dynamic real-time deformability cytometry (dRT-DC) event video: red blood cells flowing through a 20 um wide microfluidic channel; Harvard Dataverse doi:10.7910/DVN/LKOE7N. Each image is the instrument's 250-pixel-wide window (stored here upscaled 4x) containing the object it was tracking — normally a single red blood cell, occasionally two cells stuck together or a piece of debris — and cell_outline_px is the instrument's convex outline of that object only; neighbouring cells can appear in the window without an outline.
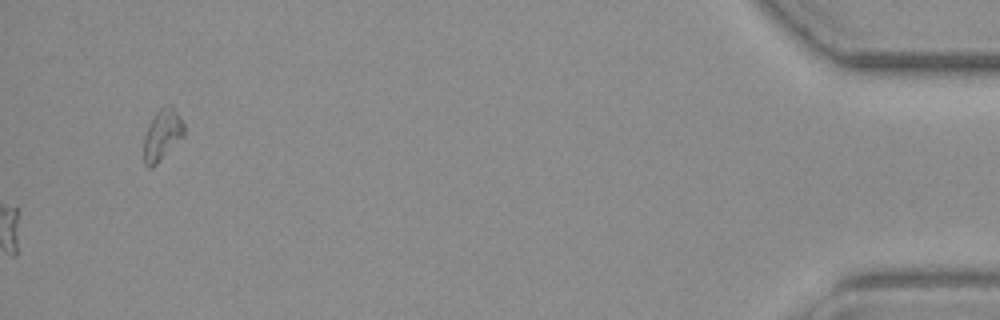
{"species": "common noctule bat (a hibernating species)", "species_latin": "Nyctalus noctula", "temperature_condition": "warm", "stored_images_in_passage": 54, "segment_of_instrument_passage": [2, 2], "camera_frame_rate_fps": 3000, "um_per_image_px": 0.085, "animal": {"sex": "female", "body_mass_g": 19.3, "forearm_length_mm": 54.1}, "frame": {"image": 1, "passage_image": 54, "time_ms": 17.667, "image_size_px": [1000, 320], "cell_outline_px": [[184, 136], [152, 168], [148, 168], [144, 164], [144, 136], [152, 116], [160, 108], [168, 104], [172, 104], [184, 124]], "centroid_in_image_um": [13.78, 11.44], "position_along_channel_um": 421.4, "area_um2": 12.02}}